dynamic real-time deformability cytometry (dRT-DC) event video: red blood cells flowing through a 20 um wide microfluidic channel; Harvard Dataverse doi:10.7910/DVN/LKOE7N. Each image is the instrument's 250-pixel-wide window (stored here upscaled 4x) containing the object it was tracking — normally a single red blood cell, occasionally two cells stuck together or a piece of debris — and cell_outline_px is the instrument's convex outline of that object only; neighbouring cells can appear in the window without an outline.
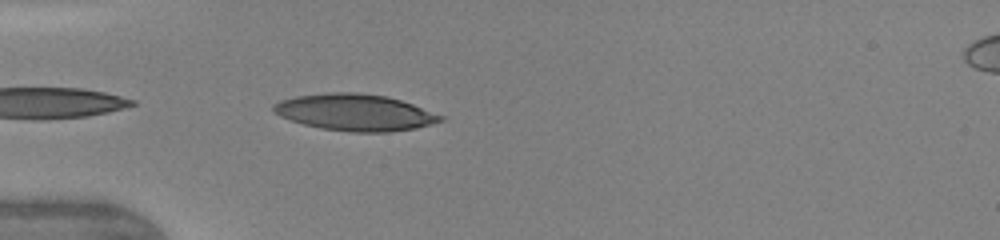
{"species": "human", "species_latin": "Homo sapiens", "temperature_condition": "warm", "stored_images_in_passage": 7, "camera_frame_rate_fps": 3000, "um_per_image_px": 0.085, "donor": {"sex": "female"}, "frame": {"image": 1, "passage_image": 1, "time_ms": 0.0, "image_size_px": [1000, 240], "cell_outline_px": [[444, 120], [416, 128], [388, 132], [352, 132], [320, 128], [304, 124], [280, 116], [272, 108], [272, 104], [280, 100], [296, 96], [328, 92], [356, 92], [384, 96], [400, 100], [412, 104], [444, 116]], "centroid_in_image_um": [30.16, 9.55], "position_along_channel_um": 54.8, "area_um2": 35.43}}